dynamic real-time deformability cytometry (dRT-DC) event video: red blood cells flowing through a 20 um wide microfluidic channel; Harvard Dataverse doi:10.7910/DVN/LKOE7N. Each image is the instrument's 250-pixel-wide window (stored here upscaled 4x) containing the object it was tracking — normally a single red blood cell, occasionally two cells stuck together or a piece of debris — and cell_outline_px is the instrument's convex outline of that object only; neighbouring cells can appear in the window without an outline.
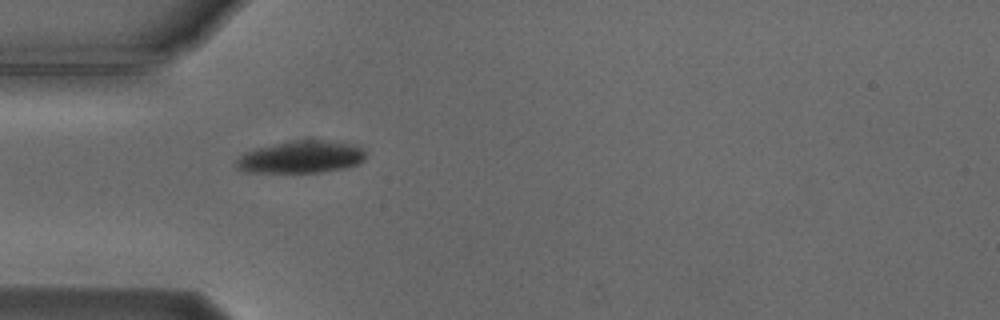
{"species": "Egyptian fruit bat (a non-hibernating species)", "species_latin": "Rousettus aegyptiacus", "temperature_condition": "cold", "stored_images_in_passage": 1, "camera_frame_rate_fps": 3000, "um_per_image_px": 0.085, "animal": {"sex": "male"}, "frame": {"image": 1, "passage_image": 1, "time_ms": 0.0, "image_size_px": [1000, 320], "cell_outline_px": [[364, 160], [360, 164], [344, 168], [320, 172], [244, 172], [236, 168], [236, 160], [244, 152], [256, 148], [272, 144], [292, 140], [320, 140], [356, 144], [364, 152]], "centroid_in_image_um": [25.57, 13.34], "position_along_channel_um": 59.4, "area_um2": 24.39}}